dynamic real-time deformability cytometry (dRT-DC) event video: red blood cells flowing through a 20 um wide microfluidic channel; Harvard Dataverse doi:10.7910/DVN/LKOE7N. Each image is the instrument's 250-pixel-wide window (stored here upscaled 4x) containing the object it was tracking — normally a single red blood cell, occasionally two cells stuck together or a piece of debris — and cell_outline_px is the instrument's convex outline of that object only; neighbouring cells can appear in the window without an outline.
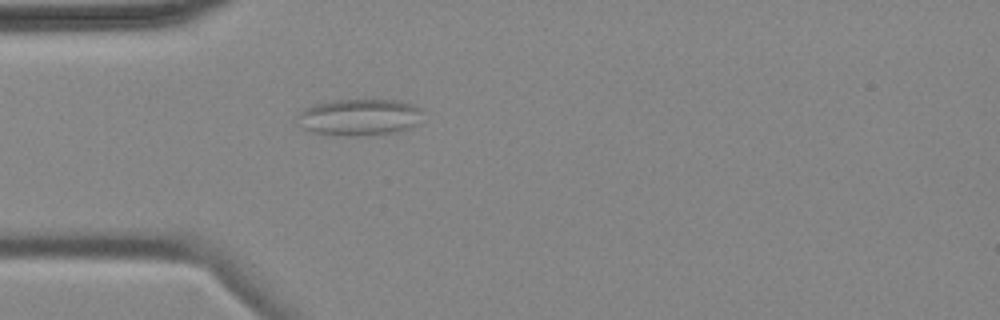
{"species": "common noctule bat (a hibernating species)", "species_latin": "Nyctalus noctula", "temperature_condition": "cold", "stored_images_in_passage": 1, "camera_frame_rate_fps": 3000, "um_per_image_px": 0.085, "animal": {"sex": "female", "body_mass_g": 18.4}, "frame": {"image": 1, "passage_image": 1, "time_ms": 0.0, "image_size_px": [1000, 320], "cell_outline_px": [[424, 108], [420, 124], [412, 128], [400, 132], [360, 136], [344, 136], [312, 132], [300, 128], [296, 124], [300, 112], [304, 108], [316, 104], [336, 100], [396, 100], [412, 104]], "centroid_in_image_um": [30.6, 9.98], "position_along_channel_um": 54.4, "area_um2": 27.4}}